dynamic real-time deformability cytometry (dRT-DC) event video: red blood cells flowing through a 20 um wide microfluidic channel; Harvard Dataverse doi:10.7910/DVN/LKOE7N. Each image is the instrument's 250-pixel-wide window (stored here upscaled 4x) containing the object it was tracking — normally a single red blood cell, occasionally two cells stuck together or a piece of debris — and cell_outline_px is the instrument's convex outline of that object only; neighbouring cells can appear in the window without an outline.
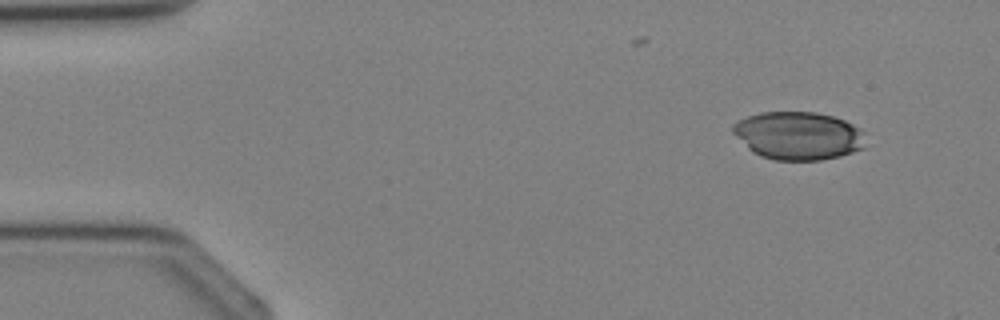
{"species": "Egyptian fruit bat (a non-hibernating species)", "species_latin": "Rousettus aegyptiacus", "temperature_condition": "cold", "stored_images_in_passage": 2, "camera_frame_rate_fps": 3000, "um_per_image_px": 0.085, "animal": {"sex": "female"}, "frame": {"image": 1, "passage_image": 1, "time_ms": 0.0, "image_size_px": [1000, 320], "cell_outline_px": [[864, 148], [840, 156], [820, 160], [776, 160], [760, 156], [752, 152], [732, 132], [732, 124], [736, 120], [760, 112], [816, 112], [832, 116], [844, 120], [860, 128]], "centroid_in_image_um": [67.8, 11.53], "position_along_channel_um": 17.2, "area_um2": 37.05}}